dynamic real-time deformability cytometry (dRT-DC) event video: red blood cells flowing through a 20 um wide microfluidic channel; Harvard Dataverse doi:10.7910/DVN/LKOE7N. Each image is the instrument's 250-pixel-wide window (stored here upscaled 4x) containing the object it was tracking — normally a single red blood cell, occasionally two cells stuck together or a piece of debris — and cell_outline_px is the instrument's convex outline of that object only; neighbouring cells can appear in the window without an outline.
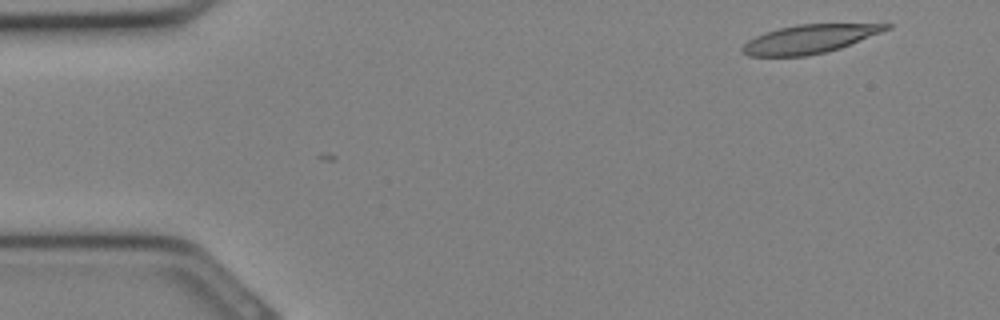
{"species": "Egyptian fruit bat (a non-hibernating species)", "species_latin": "Rousettus aegyptiacus", "temperature_condition": "cold", "stored_images_in_passage": 2, "camera_frame_rate_fps": 3000, "um_per_image_px": 0.085, "animal": {"sex": "female"}, "frame": {"image": 1, "passage_image": 1, "time_ms": 0.0, "image_size_px": [1000, 320], "cell_outline_px": [[892, 28], [840, 48], [828, 52], [808, 56], [748, 56], [740, 52], [740, 48], [748, 40], [756, 36], [780, 28], [796, 24], [892, 24]], "centroid_in_image_um": [68.78, 3.33], "position_along_channel_um": 16.2, "area_um2": 23.87}}